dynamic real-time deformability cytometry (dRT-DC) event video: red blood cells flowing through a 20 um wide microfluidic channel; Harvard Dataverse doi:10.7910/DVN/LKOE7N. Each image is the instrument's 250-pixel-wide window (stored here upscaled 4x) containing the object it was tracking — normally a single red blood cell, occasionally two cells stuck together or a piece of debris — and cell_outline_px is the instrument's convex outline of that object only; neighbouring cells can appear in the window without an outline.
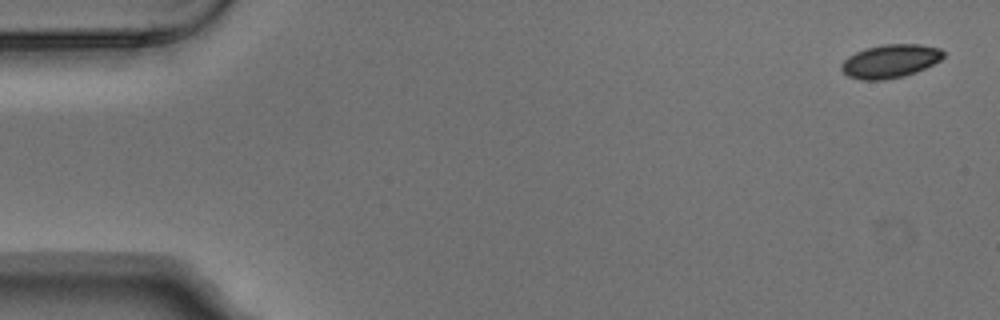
{"species": "Egyptian fruit bat (a non-hibernating species)", "species_latin": "Rousettus aegyptiacus", "temperature_condition": "warm", "stored_images_in_passage": 6, "camera_frame_rate_fps": 3000, "um_per_image_px": 0.085, "animal": {"sex": "male"}, "frame": {"image": 1, "passage_image": 1, "time_ms": 0.0, "image_size_px": [1000, 320], "cell_outline_px": [[944, 56], [940, 60], [916, 72], [904, 76], [884, 80], [860, 80], [848, 76], [840, 68], [840, 64], [848, 56], [864, 48], [884, 44], [920, 44], [940, 48], [944, 52]], "centroid_in_image_um": [75.65, 5.19], "position_along_channel_um": 9.4, "area_um2": 19.94}}
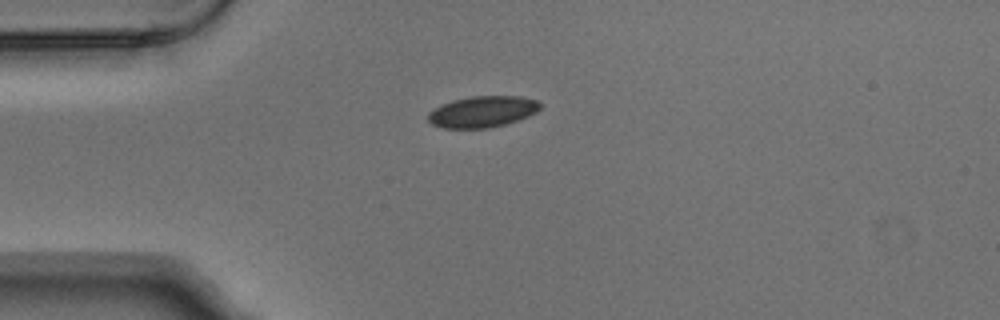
{"frame": {"image": 2, "passage_image": 4, "time_ms": 1.0, "image_size_px": [1000, 320], "cell_outline_px": [[540, 108], [536, 112], [528, 116], [504, 124], [488, 128], [444, 128], [432, 124], [428, 120], [428, 112], [452, 100], [472, 96], [520, 96], [536, 100], [540, 104]], "centroid_in_image_um": [41.0, 9.49], "position_along_channel_um": 44.0, "area_um2": 20.17}}
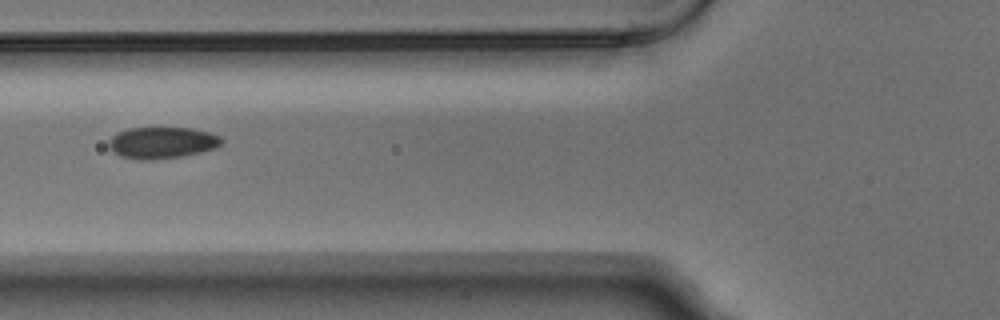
{"frame": {"image": 3, "passage_image": 6, "time_ms": 1.667, "image_size_px": [1000, 320], "cell_outline_px": [[224, 140], [216, 148], [184, 156], [152, 160], [140, 160], [120, 156], [112, 152], [108, 148], [108, 140], [116, 132], [128, 128], [192, 128], [208, 132], [220, 136]], "centroid_in_image_um": [13.73, 12.13], "position_along_channel_um": 112.1, "area_um2": 20.98}}